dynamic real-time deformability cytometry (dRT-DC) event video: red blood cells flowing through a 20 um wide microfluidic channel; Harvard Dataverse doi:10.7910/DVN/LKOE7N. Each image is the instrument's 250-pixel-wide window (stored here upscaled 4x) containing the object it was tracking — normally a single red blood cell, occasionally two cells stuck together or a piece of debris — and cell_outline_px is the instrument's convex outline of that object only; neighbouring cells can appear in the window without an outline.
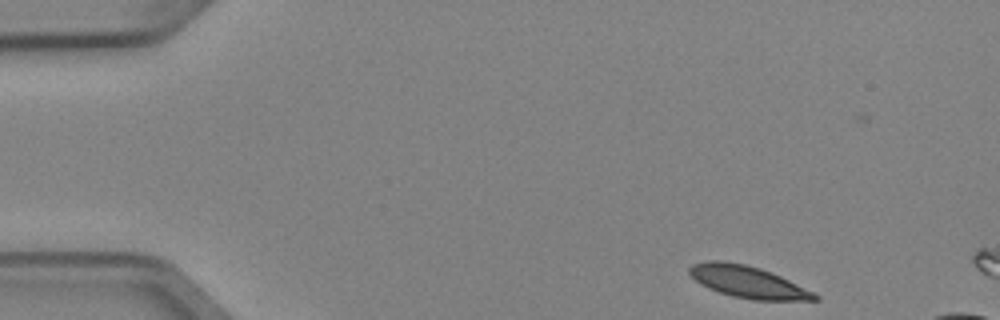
{"species": "Egyptian fruit bat (a non-hibernating species)", "species_latin": "Rousettus aegyptiacus", "temperature_condition": "cold", "stored_images_in_passage": 2, "camera_frame_rate_fps": 3000, "um_per_image_px": 0.085, "animal": {"sex": "female"}, "frame": {"image": 1, "passage_image": 1, "time_ms": 0.0, "image_size_px": [1000, 320], "cell_outline_px": [[820, 300], [752, 300], [732, 296], [708, 288], [700, 284], [688, 272], [688, 268], [692, 264], [708, 260], [720, 260], [744, 264], [760, 268], [780, 276], [820, 296]], "centroid_in_image_um": [63.53, 23.96], "position_along_channel_um": 21.5, "area_um2": 23.06}}